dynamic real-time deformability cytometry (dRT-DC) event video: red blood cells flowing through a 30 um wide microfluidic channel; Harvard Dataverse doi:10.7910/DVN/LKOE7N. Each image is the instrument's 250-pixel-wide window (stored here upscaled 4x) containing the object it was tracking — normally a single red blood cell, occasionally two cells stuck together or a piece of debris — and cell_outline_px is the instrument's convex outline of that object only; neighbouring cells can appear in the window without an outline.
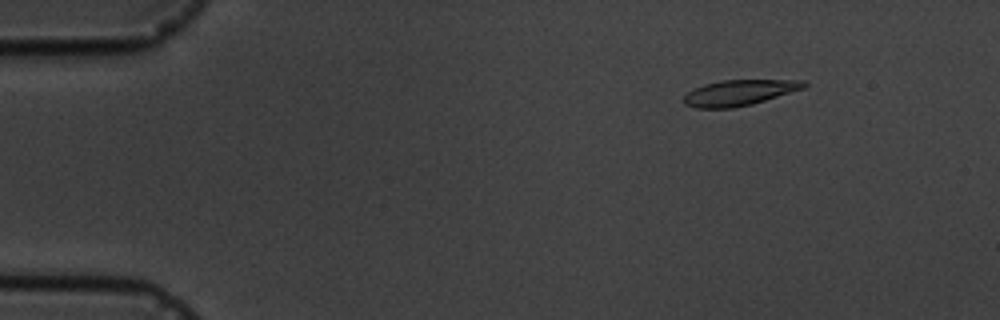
{"species": "common noctule bat (a hibernating species)", "species_latin": "Nyctalus noctula", "temperature_condition": "cold", "stored_images_in_passage": 6, "camera_frame_rate_fps": 3000, "um_per_image_px": 0.085, "animal": {"sex": "male", "body_mass_g": 19.5, "forearm_length_mm": 54.6}, "frame": {"image": 1, "passage_image": 3, "time_ms": 2.0, "image_size_px": [1000, 320], "cell_outline_px": [[808, 84], [804, 88], [752, 104], [732, 108], [696, 108], [684, 104], [684, 96], [688, 92], [704, 84], [724, 80], [804, 80]], "centroid_in_image_um": [62.84, 7.88], "position_along_channel_um": 22.2, "area_um2": 17.8}}
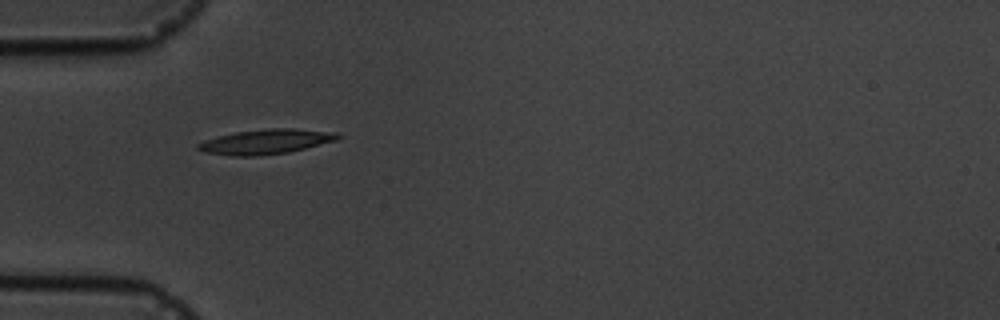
{"frame": {"image": 2, "passage_image": 5, "time_ms": 5.333, "image_size_px": [1000, 320], "cell_outline_px": [[344, 136], [336, 140], [288, 152], [256, 156], [232, 156], [208, 152], [196, 148], [196, 144], [204, 140], [236, 132], [268, 128], [292, 128], [336, 132]], "centroid_in_image_um": [22.63, 12.03], "position_along_channel_um": 62.4, "area_um2": 20.0}}
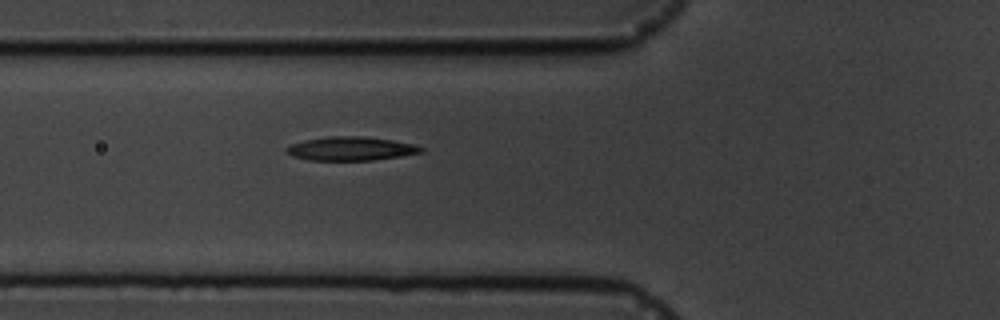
{"frame": {"image": 3, "passage_image": 6, "time_ms": 6.333, "image_size_px": [1000, 320], "cell_outline_px": [[424, 152], [400, 156], [372, 160], [308, 160], [292, 156], [284, 148], [288, 144], [304, 140], [328, 136], [364, 136], [392, 140], [412, 144], [424, 148]], "centroid_in_image_um": [29.78, 12.63], "position_along_channel_um": 96.0, "area_um2": 18.67}}